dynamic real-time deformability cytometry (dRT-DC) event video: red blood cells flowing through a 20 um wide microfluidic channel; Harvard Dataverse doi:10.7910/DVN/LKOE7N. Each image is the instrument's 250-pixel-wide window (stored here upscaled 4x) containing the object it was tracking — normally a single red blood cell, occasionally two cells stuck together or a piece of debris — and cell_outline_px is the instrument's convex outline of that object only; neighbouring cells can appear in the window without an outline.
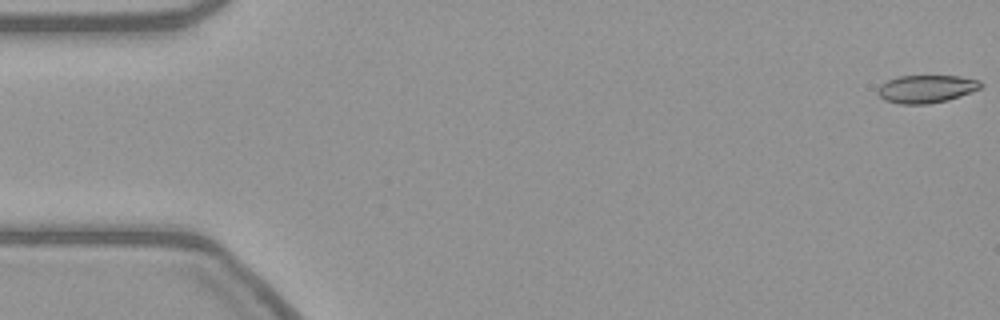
{"species": "common noctule bat (a hibernating species)", "species_latin": "Nyctalus noctula", "temperature_condition": "warm", "stored_images_in_passage": 56, "camera_frame_rate_fps": 3000, "um_per_image_px": 0.085, "animal": {"sex": "female", "body_mass_g": 21.9}, "frame": {"image": 1, "passage_image": 1, "time_ms": 0.0, "image_size_px": [1000, 320], "cell_outline_px": [[984, 84], [980, 88], [960, 96], [948, 100], [928, 104], [900, 104], [884, 100], [876, 92], [880, 84], [888, 80], [900, 76], [960, 76], [980, 80]], "centroid_in_image_um": [78.73, 7.56], "position_along_channel_um": 6.3, "area_um2": 16.76}}
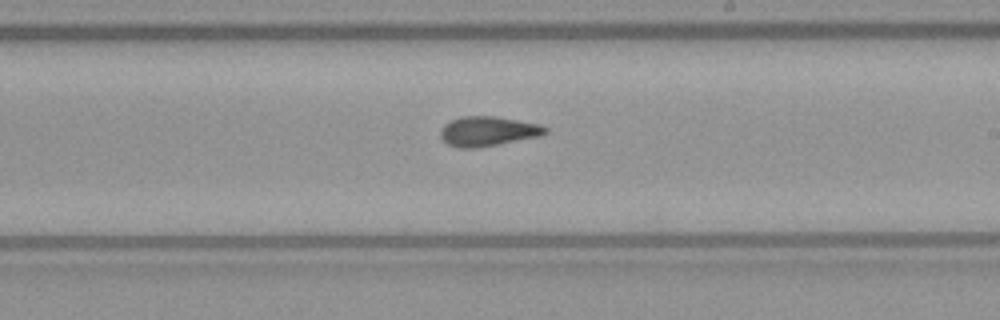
{"frame": {"image": 2, "passage_image": 32, "time_ms": 10.333, "image_size_px": [1000, 320], "cell_outline_px": [[548, 132], [540, 136], [476, 148], [460, 148], [448, 144], [440, 136], [440, 132], [444, 124], [460, 116], [496, 116], [540, 124], [548, 128]], "centroid_in_image_um": [41.48, 11.15], "position_along_channel_um": 247.5, "area_um2": 18.09}}
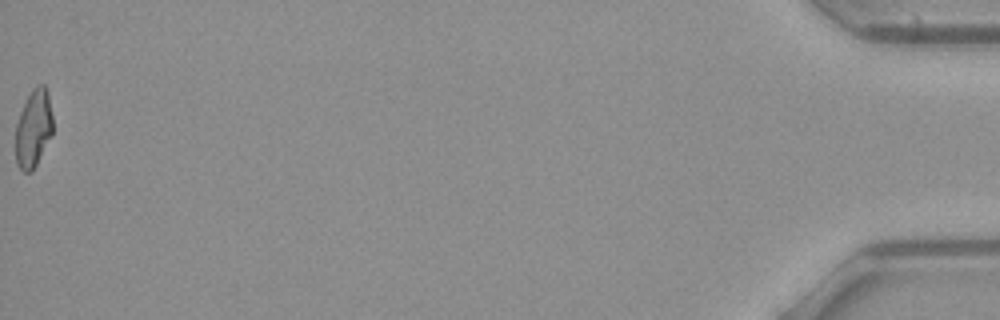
{"frame": {"image": 3, "passage_image": 56, "time_ms": 18.333, "image_size_px": [1000, 320], "cell_outline_px": [[52, 136], [32, 172], [24, 172], [16, 164], [16, 124], [20, 112], [32, 88], [36, 84], [44, 84], [48, 88], [52, 116]], "centroid_in_image_um": [2.86, 10.9], "position_along_channel_um": 432.3, "area_um2": 17.05}}